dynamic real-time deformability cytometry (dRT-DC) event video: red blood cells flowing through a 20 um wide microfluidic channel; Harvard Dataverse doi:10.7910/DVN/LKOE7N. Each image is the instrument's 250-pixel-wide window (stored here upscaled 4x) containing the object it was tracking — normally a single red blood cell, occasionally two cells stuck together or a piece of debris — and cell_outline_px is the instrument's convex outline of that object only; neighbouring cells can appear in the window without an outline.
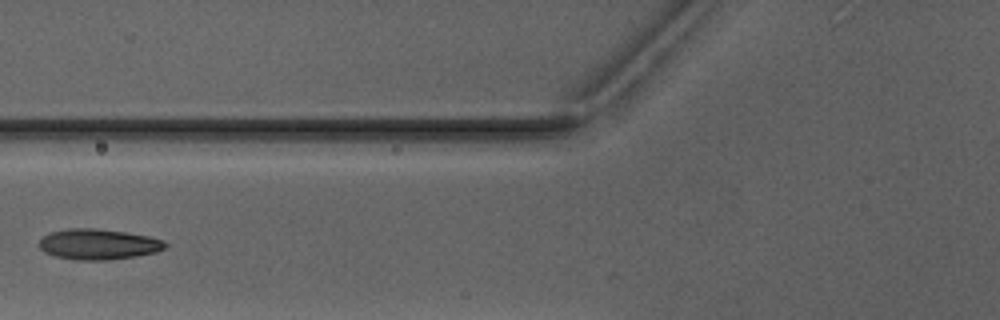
{"species": "Egyptian fruit bat (a non-hibernating species)", "species_latin": "Rousettus aegyptiacus", "temperature_condition": "warm", "stored_images_in_passage": 7, "camera_frame_rate_fps": 3000, "um_per_image_px": 0.085, "animal": {"sex": "male"}, "frame": {"image": 1, "passage_image": 6, "time_ms": 6.0, "image_size_px": [1000, 320], "cell_outline_px": [[168, 244], [164, 248], [156, 252], [136, 256], [108, 260], [76, 260], [56, 256], [44, 252], [40, 248], [40, 240], [44, 236], [52, 232], [68, 228], [92, 228], [124, 232], [148, 236], [164, 240]], "centroid_in_image_um": [8.37, 20.76], "position_along_channel_um": 117.4, "area_um2": 22.31}}
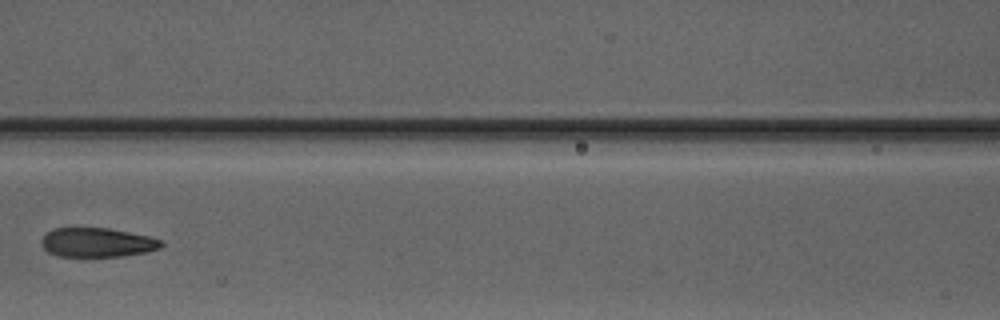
{"frame": {"image": 2, "passage_image": 7, "time_ms": 7.0, "image_size_px": [1000, 320], "cell_outline_px": [[164, 244], [160, 248], [144, 252], [120, 256], [56, 256], [48, 252], [40, 244], [40, 240], [52, 228], [108, 228], [148, 236], [160, 240]], "centroid_in_image_um": [8.21, 20.61], "position_along_channel_um": 158.4, "area_um2": 20.23}}